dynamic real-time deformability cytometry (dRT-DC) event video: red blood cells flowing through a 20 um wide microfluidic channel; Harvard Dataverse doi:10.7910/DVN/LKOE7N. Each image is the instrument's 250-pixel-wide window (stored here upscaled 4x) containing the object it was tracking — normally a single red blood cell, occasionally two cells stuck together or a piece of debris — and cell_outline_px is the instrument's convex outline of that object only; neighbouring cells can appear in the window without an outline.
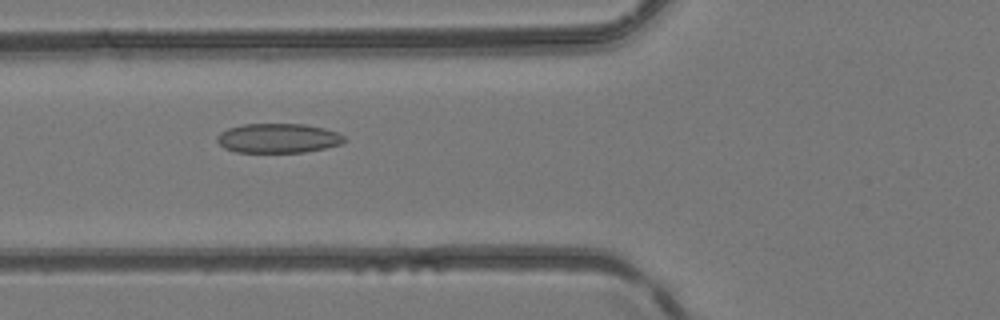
{"species": "common noctule bat (a hibernating species)", "species_latin": "Nyctalus noctula", "temperature_condition": "room temperature", "stored_images_in_passage": 18, "camera_frame_rate_fps": 3000, "um_per_image_px": 0.085, "animal": {"sex": "female", "body_mass_g": 24.6, "forearm_length_mm": 56.2}, "frame": {"image": 1, "passage_image": 7, "time_ms": 2.0, "image_size_px": [1000, 320], "cell_outline_px": [[344, 140], [340, 144], [324, 148], [304, 152], [236, 152], [224, 148], [216, 140], [216, 136], [220, 132], [228, 128], [244, 124], [304, 124], [324, 128], [336, 132], [344, 136]], "centroid_in_image_um": [23.6, 11.74], "position_along_channel_um": 102.2, "area_um2": 21.73}}
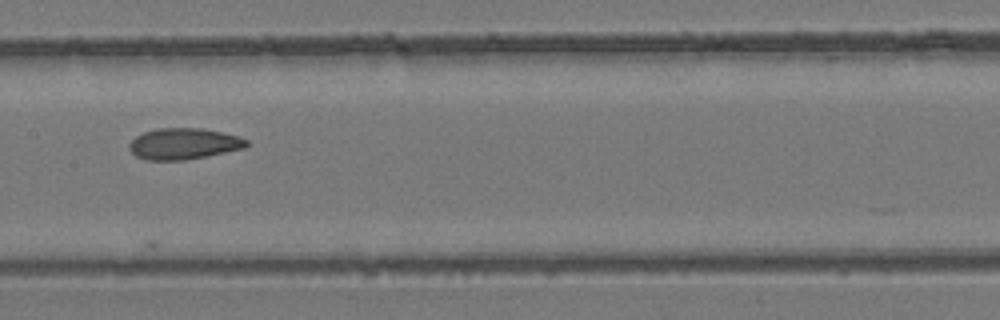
{"frame": {"image": 2, "passage_image": 13, "time_ms": 4.0, "image_size_px": [1000, 320], "cell_outline_px": [[248, 144], [244, 148], [184, 160], [144, 160], [136, 156], [128, 148], [128, 144], [136, 136], [144, 132], [156, 128], [200, 128], [224, 132], [240, 136], [248, 140]], "centroid_in_image_um": [15.6, 12.21], "position_along_channel_um": 191.8, "area_um2": 21.33}}
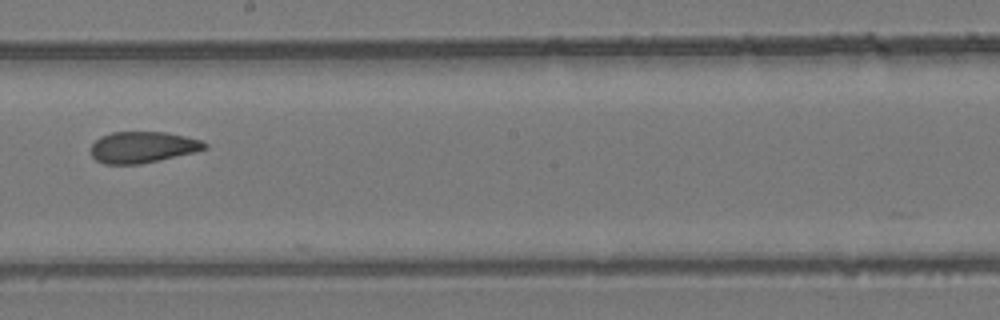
{"frame": {"image": 3, "passage_image": 16, "time_ms": 5.0, "image_size_px": [1000, 320], "cell_outline_px": [[208, 148], [196, 152], [140, 164], [104, 164], [96, 160], [92, 156], [92, 144], [100, 136], [112, 132], [164, 132], [184, 136], [200, 140], [208, 144]], "centroid_in_image_um": [12.13, 12.51], "position_along_channel_um": 236.1, "area_um2": 20.69}}